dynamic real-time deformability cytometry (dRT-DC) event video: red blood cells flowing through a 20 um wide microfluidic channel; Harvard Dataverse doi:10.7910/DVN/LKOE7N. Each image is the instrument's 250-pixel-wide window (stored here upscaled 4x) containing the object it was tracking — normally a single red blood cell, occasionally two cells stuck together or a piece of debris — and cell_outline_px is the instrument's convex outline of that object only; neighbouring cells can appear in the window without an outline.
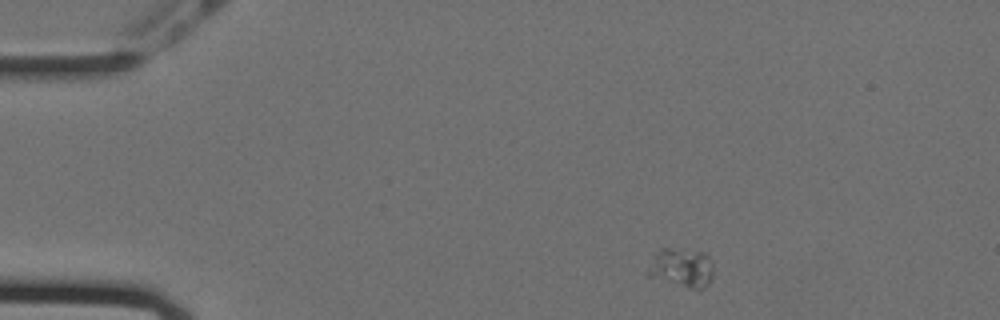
{"species": "Egyptian fruit bat (a non-hibernating species)", "species_latin": "Rousettus aegyptiacus", "temperature_condition": "cold", "stored_images_in_passage": 49, "camera_frame_rate_fps": 3000, "um_per_image_px": 0.085, "animal": {"sex": "female"}, "frame": {"image": 1, "passage_image": 1, "time_ms": 0.0, "image_size_px": [1000, 320], "cell_outline_px": [[712, 280], [704, 288], [688, 288], [644, 276], [644, 272], [652, 256], [660, 248], [672, 248], [704, 252], [708, 256], [712, 264]], "centroid_in_image_um": [57.85, 22.76], "position_along_channel_um": 27.1, "area_um2": 15.37}}
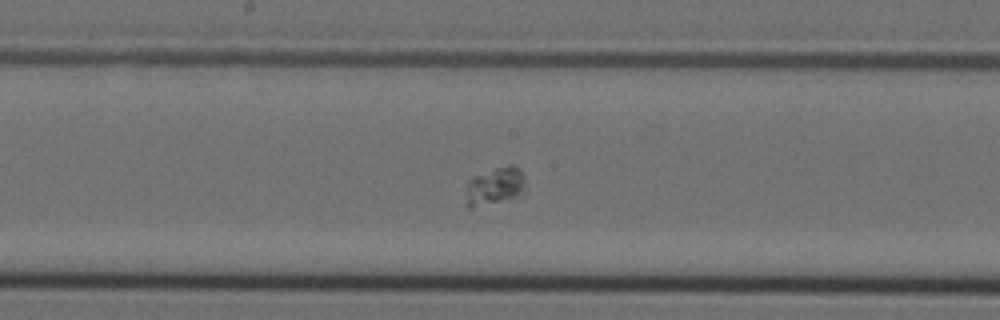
{"frame": {"image": 2, "passage_image": 22, "time_ms": 7.0, "image_size_px": [1000, 320], "cell_outline_px": [[524, 184], [520, 192], [516, 196], [472, 208], [468, 208], [464, 204], [468, 180], [472, 176], [508, 164], [516, 164], [520, 168], [524, 176]], "centroid_in_image_um": [42.0, 15.79], "position_along_channel_um": 206.2, "area_um2": 13.06}}
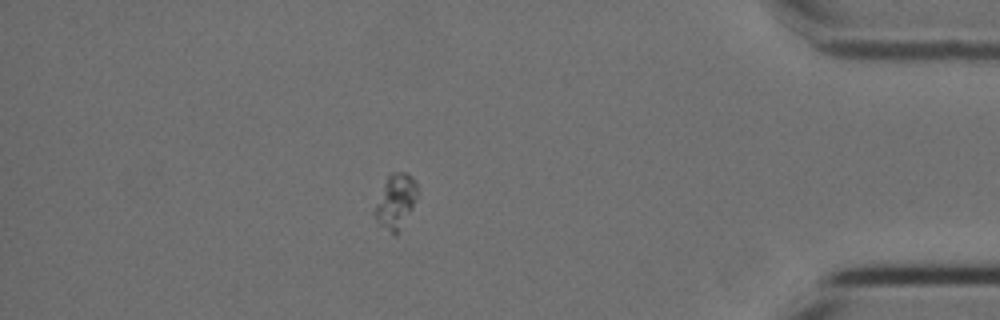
{"frame": {"image": 3, "passage_image": 42, "time_ms": 13.667, "image_size_px": [1000, 320], "cell_outline_px": [[420, 192], [412, 208], [396, 236], [380, 224], [376, 220], [372, 212], [384, 184], [388, 176], [392, 172], [404, 172], [412, 176]], "centroid_in_image_um": [33.65, 17.1], "position_along_channel_um": 401.6, "area_um2": 13.47}}